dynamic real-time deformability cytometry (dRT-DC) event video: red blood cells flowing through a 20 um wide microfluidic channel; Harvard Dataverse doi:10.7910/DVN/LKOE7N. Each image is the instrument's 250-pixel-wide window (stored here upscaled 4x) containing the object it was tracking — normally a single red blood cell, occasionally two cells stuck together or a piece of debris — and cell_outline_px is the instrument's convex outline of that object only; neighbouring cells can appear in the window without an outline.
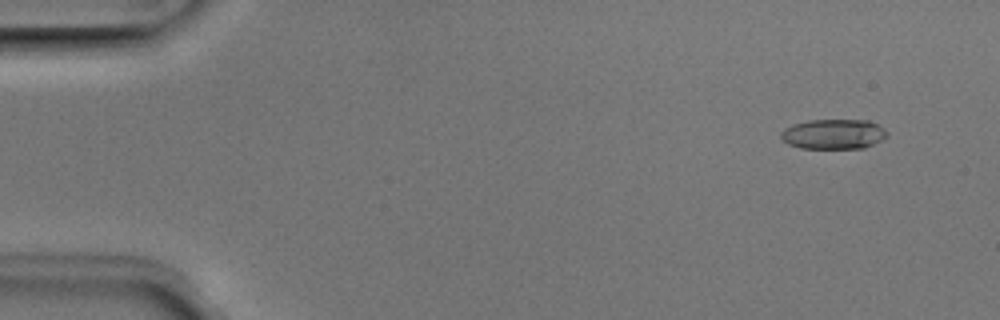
{"species": "Egyptian fruit bat (a non-hibernating species)", "species_latin": "Rousettus aegyptiacus", "temperature_condition": "room temperature", "stored_images_in_passage": 51, "camera_frame_rate_fps": 3000, "um_per_image_px": 0.085, "animal": {"sex": "male"}, "frame": {"image": 1, "passage_image": 4, "time_ms": 1.0, "image_size_px": [1000, 320], "cell_outline_px": [[888, 136], [864, 148], [800, 148], [788, 144], [780, 136], [780, 132], [784, 128], [792, 124], [808, 120], [868, 120], [884, 128], [888, 132]], "centroid_in_image_um": [70.83, 11.39], "position_along_channel_um": 14.2, "area_um2": 18.55}}
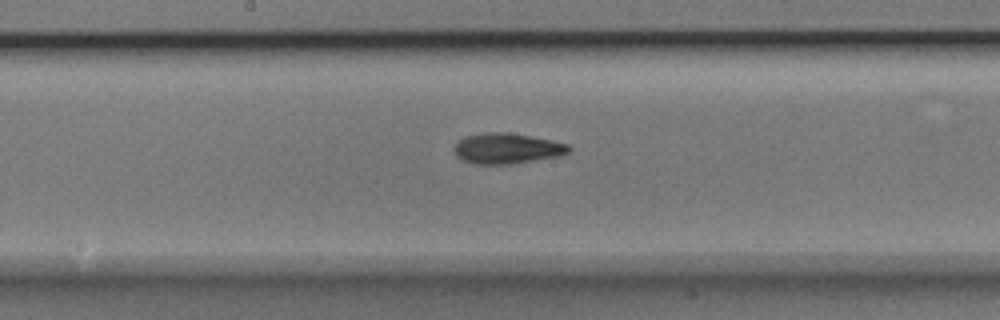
{"frame": {"image": 2, "passage_image": 27, "time_ms": 8.667, "image_size_px": [1000, 320], "cell_outline_px": [[572, 148], [568, 152], [560, 156], [508, 164], [476, 164], [460, 160], [456, 156], [452, 148], [456, 140], [464, 136], [484, 132], [508, 132], [552, 140], [568, 144]], "centroid_in_image_um": [43.02, 12.61], "position_along_channel_um": 205.2, "area_um2": 20.69}}
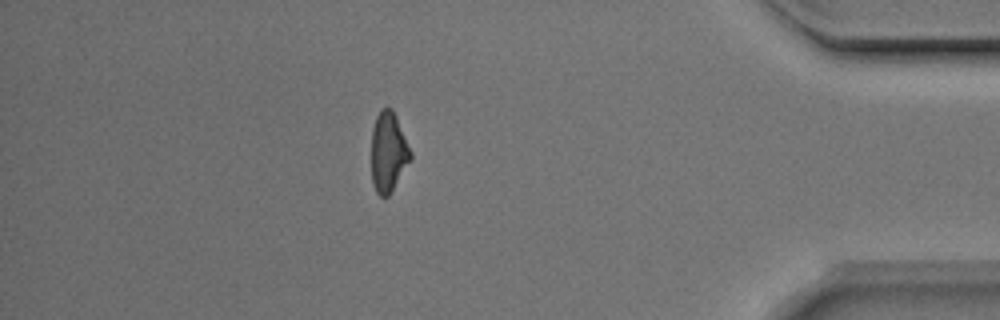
{"frame": {"image": 3, "passage_image": 45, "time_ms": 14.667, "image_size_px": [1000, 320], "cell_outline_px": [[412, 156], [388, 196], [380, 196], [376, 192], [372, 180], [372, 128], [376, 116], [380, 108], [392, 108], [396, 116], [412, 152]], "centroid_in_image_um": [33.0, 12.88], "position_along_channel_um": 402.2, "area_um2": 17.98}, "authors_computed_cell_mechanics": {"area_um2": 19.074, "velocity_mm_per_s": 3.9685, "shape_relaxation_time_tau1_ms": 5.2214, "shape_relaxation_time_tau2_ms": 4.5742, "deformation_change_tau1": 0.1482, "deformation_change_tau2": 0.1451}}